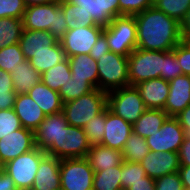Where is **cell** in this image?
Masks as SVG:
<instances>
[{"label": "cell", "instance_id": "obj_40", "mask_svg": "<svg viewBox=\"0 0 190 190\" xmlns=\"http://www.w3.org/2000/svg\"><path fill=\"white\" fill-rule=\"evenodd\" d=\"M153 6V0H119V16H135Z\"/></svg>", "mask_w": 190, "mask_h": 190}, {"label": "cell", "instance_id": "obj_29", "mask_svg": "<svg viewBox=\"0 0 190 190\" xmlns=\"http://www.w3.org/2000/svg\"><path fill=\"white\" fill-rule=\"evenodd\" d=\"M23 29L22 19L0 18V49L19 43Z\"/></svg>", "mask_w": 190, "mask_h": 190}, {"label": "cell", "instance_id": "obj_6", "mask_svg": "<svg viewBox=\"0 0 190 190\" xmlns=\"http://www.w3.org/2000/svg\"><path fill=\"white\" fill-rule=\"evenodd\" d=\"M98 89L111 92L129 86L128 57L109 51L97 61Z\"/></svg>", "mask_w": 190, "mask_h": 190}, {"label": "cell", "instance_id": "obj_10", "mask_svg": "<svg viewBox=\"0 0 190 190\" xmlns=\"http://www.w3.org/2000/svg\"><path fill=\"white\" fill-rule=\"evenodd\" d=\"M94 171L87 158L60 160V184L63 190H93Z\"/></svg>", "mask_w": 190, "mask_h": 190}, {"label": "cell", "instance_id": "obj_38", "mask_svg": "<svg viewBox=\"0 0 190 190\" xmlns=\"http://www.w3.org/2000/svg\"><path fill=\"white\" fill-rule=\"evenodd\" d=\"M174 51H163V71L160 73V78L170 81L177 76L183 75Z\"/></svg>", "mask_w": 190, "mask_h": 190}, {"label": "cell", "instance_id": "obj_35", "mask_svg": "<svg viewBox=\"0 0 190 190\" xmlns=\"http://www.w3.org/2000/svg\"><path fill=\"white\" fill-rule=\"evenodd\" d=\"M25 57L19 43L0 49V69L12 72L18 67V63L24 62Z\"/></svg>", "mask_w": 190, "mask_h": 190}, {"label": "cell", "instance_id": "obj_19", "mask_svg": "<svg viewBox=\"0 0 190 190\" xmlns=\"http://www.w3.org/2000/svg\"><path fill=\"white\" fill-rule=\"evenodd\" d=\"M60 188V159L46 154L39 163L30 190H58Z\"/></svg>", "mask_w": 190, "mask_h": 190}, {"label": "cell", "instance_id": "obj_37", "mask_svg": "<svg viewBox=\"0 0 190 190\" xmlns=\"http://www.w3.org/2000/svg\"><path fill=\"white\" fill-rule=\"evenodd\" d=\"M106 121V108L98 115L90 119L83 127L88 141L91 145L100 144L104 137V128Z\"/></svg>", "mask_w": 190, "mask_h": 190}, {"label": "cell", "instance_id": "obj_50", "mask_svg": "<svg viewBox=\"0 0 190 190\" xmlns=\"http://www.w3.org/2000/svg\"><path fill=\"white\" fill-rule=\"evenodd\" d=\"M0 190H20L16 188L13 179L5 171L0 175Z\"/></svg>", "mask_w": 190, "mask_h": 190}, {"label": "cell", "instance_id": "obj_3", "mask_svg": "<svg viewBox=\"0 0 190 190\" xmlns=\"http://www.w3.org/2000/svg\"><path fill=\"white\" fill-rule=\"evenodd\" d=\"M65 19L60 0H58L52 3L26 6L22 24L25 30L49 31L59 40L68 30Z\"/></svg>", "mask_w": 190, "mask_h": 190}, {"label": "cell", "instance_id": "obj_49", "mask_svg": "<svg viewBox=\"0 0 190 190\" xmlns=\"http://www.w3.org/2000/svg\"><path fill=\"white\" fill-rule=\"evenodd\" d=\"M16 96L17 93H0V110L12 109Z\"/></svg>", "mask_w": 190, "mask_h": 190}, {"label": "cell", "instance_id": "obj_28", "mask_svg": "<svg viewBox=\"0 0 190 190\" xmlns=\"http://www.w3.org/2000/svg\"><path fill=\"white\" fill-rule=\"evenodd\" d=\"M66 59V52L63 50L58 40L48 49V51L33 54V56L29 59V62L40 74H42L49 68L65 61Z\"/></svg>", "mask_w": 190, "mask_h": 190}, {"label": "cell", "instance_id": "obj_24", "mask_svg": "<svg viewBox=\"0 0 190 190\" xmlns=\"http://www.w3.org/2000/svg\"><path fill=\"white\" fill-rule=\"evenodd\" d=\"M27 94L46 115L62 112L63 103L58 91L52 90L42 81L33 86Z\"/></svg>", "mask_w": 190, "mask_h": 190}, {"label": "cell", "instance_id": "obj_7", "mask_svg": "<svg viewBox=\"0 0 190 190\" xmlns=\"http://www.w3.org/2000/svg\"><path fill=\"white\" fill-rule=\"evenodd\" d=\"M163 71V51L136 48L128 56L129 86L160 78Z\"/></svg>", "mask_w": 190, "mask_h": 190}, {"label": "cell", "instance_id": "obj_14", "mask_svg": "<svg viewBox=\"0 0 190 190\" xmlns=\"http://www.w3.org/2000/svg\"><path fill=\"white\" fill-rule=\"evenodd\" d=\"M34 148L35 132L22 127L0 139V160L6 164Z\"/></svg>", "mask_w": 190, "mask_h": 190}, {"label": "cell", "instance_id": "obj_51", "mask_svg": "<svg viewBox=\"0 0 190 190\" xmlns=\"http://www.w3.org/2000/svg\"><path fill=\"white\" fill-rule=\"evenodd\" d=\"M179 174L185 190H190V166H180Z\"/></svg>", "mask_w": 190, "mask_h": 190}, {"label": "cell", "instance_id": "obj_55", "mask_svg": "<svg viewBox=\"0 0 190 190\" xmlns=\"http://www.w3.org/2000/svg\"><path fill=\"white\" fill-rule=\"evenodd\" d=\"M185 42L190 45V36L185 40Z\"/></svg>", "mask_w": 190, "mask_h": 190}, {"label": "cell", "instance_id": "obj_27", "mask_svg": "<svg viewBox=\"0 0 190 190\" xmlns=\"http://www.w3.org/2000/svg\"><path fill=\"white\" fill-rule=\"evenodd\" d=\"M13 89L17 94L27 92L41 81V74L30 64L29 60L18 63V67L11 73Z\"/></svg>", "mask_w": 190, "mask_h": 190}, {"label": "cell", "instance_id": "obj_32", "mask_svg": "<svg viewBox=\"0 0 190 190\" xmlns=\"http://www.w3.org/2000/svg\"><path fill=\"white\" fill-rule=\"evenodd\" d=\"M149 152L150 148L146 143V139L133 132L128 137L122 150L124 161L138 163H140Z\"/></svg>", "mask_w": 190, "mask_h": 190}, {"label": "cell", "instance_id": "obj_31", "mask_svg": "<svg viewBox=\"0 0 190 190\" xmlns=\"http://www.w3.org/2000/svg\"><path fill=\"white\" fill-rule=\"evenodd\" d=\"M121 165L94 172L93 190H122Z\"/></svg>", "mask_w": 190, "mask_h": 190}, {"label": "cell", "instance_id": "obj_42", "mask_svg": "<svg viewBox=\"0 0 190 190\" xmlns=\"http://www.w3.org/2000/svg\"><path fill=\"white\" fill-rule=\"evenodd\" d=\"M155 190H185L179 172L155 179Z\"/></svg>", "mask_w": 190, "mask_h": 190}, {"label": "cell", "instance_id": "obj_5", "mask_svg": "<svg viewBox=\"0 0 190 190\" xmlns=\"http://www.w3.org/2000/svg\"><path fill=\"white\" fill-rule=\"evenodd\" d=\"M109 50L122 56H129L137 48V28L134 16L120 15L104 27Z\"/></svg>", "mask_w": 190, "mask_h": 190}, {"label": "cell", "instance_id": "obj_47", "mask_svg": "<svg viewBox=\"0 0 190 190\" xmlns=\"http://www.w3.org/2000/svg\"><path fill=\"white\" fill-rule=\"evenodd\" d=\"M175 117L178 119L180 125L184 129L185 136L190 138V105Z\"/></svg>", "mask_w": 190, "mask_h": 190}, {"label": "cell", "instance_id": "obj_13", "mask_svg": "<svg viewBox=\"0 0 190 190\" xmlns=\"http://www.w3.org/2000/svg\"><path fill=\"white\" fill-rule=\"evenodd\" d=\"M185 132L178 119L169 116L159 131L146 138L150 151L177 152L183 143Z\"/></svg>", "mask_w": 190, "mask_h": 190}, {"label": "cell", "instance_id": "obj_33", "mask_svg": "<svg viewBox=\"0 0 190 190\" xmlns=\"http://www.w3.org/2000/svg\"><path fill=\"white\" fill-rule=\"evenodd\" d=\"M96 89L88 80L69 78L66 84L62 85L59 95L62 103L79 98Z\"/></svg>", "mask_w": 190, "mask_h": 190}, {"label": "cell", "instance_id": "obj_39", "mask_svg": "<svg viewBox=\"0 0 190 190\" xmlns=\"http://www.w3.org/2000/svg\"><path fill=\"white\" fill-rule=\"evenodd\" d=\"M22 128L20 119L14 109L0 110V139Z\"/></svg>", "mask_w": 190, "mask_h": 190}, {"label": "cell", "instance_id": "obj_18", "mask_svg": "<svg viewBox=\"0 0 190 190\" xmlns=\"http://www.w3.org/2000/svg\"><path fill=\"white\" fill-rule=\"evenodd\" d=\"M169 95L164 107V111L175 117L187 106L190 105V76L181 75L168 81Z\"/></svg>", "mask_w": 190, "mask_h": 190}, {"label": "cell", "instance_id": "obj_1", "mask_svg": "<svg viewBox=\"0 0 190 190\" xmlns=\"http://www.w3.org/2000/svg\"><path fill=\"white\" fill-rule=\"evenodd\" d=\"M134 17L139 49L172 51L183 40L181 24L153 6Z\"/></svg>", "mask_w": 190, "mask_h": 190}, {"label": "cell", "instance_id": "obj_54", "mask_svg": "<svg viewBox=\"0 0 190 190\" xmlns=\"http://www.w3.org/2000/svg\"><path fill=\"white\" fill-rule=\"evenodd\" d=\"M4 172V163L0 160V175Z\"/></svg>", "mask_w": 190, "mask_h": 190}, {"label": "cell", "instance_id": "obj_26", "mask_svg": "<svg viewBox=\"0 0 190 190\" xmlns=\"http://www.w3.org/2000/svg\"><path fill=\"white\" fill-rule=\"evenodd\" d=\"M168 117L162 109H146L132 125L133 133L146 139L159 131Z\"/></svg>", "mask_w": 190, "mask_h": 190}, {"label": "cell", "instance_id": "obj_41", "mask_svg": "<svg viewBox=\"0 0 190 190\" xmlns=\"http://www.w3.org/2000/svg\"><path fill=\"white\" fill-rule=\"evenodd\" d=\"M26 5L23 0H0V18H23Z\"/></svg>", "mask_w": 190, "mask_h": 190}, {"label": "cell", "instance_id": "obj_44", "mask_svg": "<svg viewBox=\"0 0 190 190\" xmlns=\"http://www.w3.org/2000/svg\"><path fill=\"white\" fill-rule=\"evenodd\" d=\"M109 46L107 43L106 35L102 33L98 39L97 42L93 45L92 49L90 50L89 55H91L96 61L102 56L108 53Z\"/></svg>", "mask_w": 190, "mask_h": 190}, {"label": "cell", "instance_id": "obj_43", "mask_svg": "<svg viewBox=\"0 0 190 190\" xmlns=\"http://www.w3.org/2000/svg\"><path fill=\"white\" fill-rule=\"evenodd\" d=\"M180 67L182 69L183 75L190 76V45L182 40L174 49H173Z\"/></svg>", "mask_w": 190, "mask_h": 190}, {"label": "cell", "instance_id": "obj_45", "mask_svg": "<svg viewBox=\"0 0 190 190\" xmlns=\"http://www.w3.org/2000/svg\"><path fill=\"white\" fill-rule=\"evenodd\" d=\"M180 165L190 166V138L184 137L183 143L178 151Z\"/></svg>", "mask_w": 190, "mask_h": 190}, {"label": "cell", "instance_id": "obj_25", "mask_svg": "<svg viewBox=\"0 0 190 190\" xmlns=\"http://www.w3.org/2000/svg\"><path fill=\"white\" fill-rule=\"evenodd\" d=\"M72 79L88 80L98 88V67L96 60L89 54H78L68 58Z\"/></svg>", "mask_w": 190, "mask_h": 190}, {"label": "cell", "instance_id": "obj_17", "mask_svg": "<svg viewBox=\"0 0 190 190\" xmlns=\"http://www.w3.org/2000/svg\"><path fill=\"white\" fill-rule=\"evenodd\" d=\"M132 132V124L126 122L106 107L104 137L100 143L101 145L122 151Z\"/></svg>", "mask_w": 190, "mask_h": 190}, {"label": "cell", "instance_id": "obj_34", "mask_svg": "<svg viewBox=\"0 0 190 190\" xmlns=\"http://www.w3.org/2000/svg\"><path fill=\"white\" fill-rule=\"evenodd\" d=\"M153 7L181 23L190 8V0H153Z\"/></svg>", "mask_w": 190, "mask_h": 190}, {"label": "cell", "instance_id": "obj_23", "mask_svg": "<svg viewBox=\"0 0 190 190\" xmlns=\"http://www.w3.org/2000/svg\"><path fill=\"white\" fill-rule=\"evenodd\" d=\"M86 158L94 172L103 171L124 163L122 151L101 144L91 145Z\"/></svg>", "mask_w": 190, "mask_h": 190}, {"label": "cell", "instance_id": "obj_4", "mask_svg": "<svg viewBox=\"0 0 190 190\" xmlns=\"http://www.w3.org/2000/svg\"><path fill=\"white\" fill-rule=\"evenodd\" d=\"M107 107V92L96 88L77 99L63 103L62 112L69 125L83 128Z\"/></svg>", "mask_w": 190, "mask_h": 190}, {"label": "cell", "instance_id": "obj_30", "mask_svg": "<svg viewBox=\"0 0 190 190\" xmlns=\"http://www.w3.org/2000/svg\"><path fill=\"white\" fill-rule=\"evenodd\" d=\"M69 78H71V70L68 58L41 74V81L52 90L58 92Z\"/></svg>", "mask_w": 190, "mask_h": 190}, {"label": "cell", "instance_id": "obj_52", "mask_svg": "<svg viewBox=\"0 0 190 190\" xmlns=\"http://www.w3.org/2000/svg\"><path fill=\"white\" fill-rule=\"evenodd\" d=\"M180 24L182 39L185 41L190 36V8L187 11L186 17Z\"/></svg>", "mask_w": 190, "mask_h": 190}, {"label": "cell", "instance_id": "obj_21", "mask_svg": "<svg viewBox=\"0 0 190 190\" xmlns=\"http://www.w3.org/2000/svg\"><path fill=\"white\" fill-rule=\"evenodd\" d=\"M22 127L35 132L46 114L28 94H17L14 107Z\"/></svg>", "mask_w": 190, "mask_h": 190}, {"label": "cell", "instance_id": "obj_15", "mask_svg": "<svg viewBox=\"0 0 190 190\" xmlns=\"http://www.w3.org/2000/svg\"><path fill=\"white\" fill-rule=\"evenodd\" d=\"M68 126L63 112L46 115L35 131V145L47 155L58 145L61 131Z\"/></svg>", "mask_w": 190, "mask_h": 190}, {"label": "cell", "instance_id": "obj_9", "mask_svg": "<svg viewBox=\"0 0 190 190\" xmlns=\"http://www.w3.org/2000/svg\"><path fill=\"white\" fill-rule=\"evenodd\" d=\"M46 155L36 147L4 164V171L11 176L16 188L30 190L41 159Z\"/></svg>", "mask_w": 190, "mask_h": 190}, {"label": "cell", "instance_id": "obj_48", "mask_svg": "<svg viewBox=\"0 0 190 190\" xmlns=\"http://www.w3.org/2000/svg\"><path fill=\"white\" fill-rule=\"evenodd\" d=\"M127 190H155V180L145 176L143 181L132 183Z\"/></svg>", "mask_w": 190, "mask_h": 190}, {"label": "cell", "instance_id": "obj_46", "mask_svg": "<svg viewBox=\"0 0 190 190\" xmlns=\"http://www.w3.org/2000/svg\"><path fill=\"white\" fill-rule=\"evenodd\" d=\"M0 93H16L10 72L0 69Z\"/></svg>", "mask_w": 190, "mask_h": 190}, {"label": "cell", "instance_id": "obj_22", "mask_svg": "<svg viewBox=\"0 0 190 190\" xmlns=\"http://www.w3.org/2000/svg\"><path fill=\"white\" fill-rule=\"evenodd\" d=\"M57 41L49 31L23 29L19 45L25 60H29L33 54L48 51Z\"/></svg>", "mask_w": 190, "mask_h": 190}, {"label": "cell", "instance_id": "obj_36", "mask_svg": "<svg viewBox=\"0 0 190 190\" xmlns=\"http://www.w3.org/2000/svg\"><path fill=\"white\" fill-rule=\"evenodd\" d=\"M147 176L141 163L124 161L121 165V185L122 190H127L132 183L137 181H143V178Z\"/></svg>", "mask_w": 190, "mask_h": 190}, {"label": "cell", "instance_id": "obj_8", "mask_svg": "<svg viewBox=\"0 0 190 190\" xmlns=\"http://www.w3.org/2000/svg\"><path fill=\"white\" fill-rule=\"evenodd\" d=\"M107 107L132 125L147 109L135 86L122 87L108 92Z\"/></svg>", "mask_w": 190, "mask_h": 190}, {"label": "cell", "instance_id": "obj_2", "mask_svg": "<svg viewBox=\"0 0 190 190\" xmlns=\"http://www.w3.org/2000/svg\"><path fill=\"white\" fill-rule=\"evenodd\" d=\"M69 29L108 26L119 16V0H60Z\"/></svg>", "mask_w": 190, "mask_h": 190}, {"label": "cell", "instance_id": "obj_11", "mask_svg": "<svg viewBox=\"0 0 190 190\" xmlns=\"http://www.w3.org/2000/svg\"><path fill=\"white\" fill-rule=\"evenodd\" d=\"M90 148L84 129L68 124L58 137V145L48 155L60 160L86 158Z\"/></svg>", "mask_w": 190, "mask_h": 190}, {"label": "cell", "instance_id": "obj_20", "mask_svg": "<svg viewBox=\"0 0 190 190\" xmlns=\"http://www.w3.org/2000/svg\"><path fill=\"white\" fill-rule=\"evenodd\" d=\"M147 109L164 110L169 95V83L162 78L150 79L135 85Z\"/></svg>", "mask_w": 190, "mask_h": 190}, {"label": "cell", "instance_id": "obj_12", "mask_svg": "<svg viewBox=\"0 0 190 190\" xmlns=\"http://www.w3.org/2000/svg\"><path fill=\"white\" fill-rule=\"evenodd\" d=\"M104 27L94 25L69 29L59 39L61 47L66 52L67 58L78 54H89L98 37L103 33Z\"/></svg>", "mask_w": 190, "mask_h": 190}, {"label": "cell", "instance_id": "obj_16", "mask_svg": "<svg viewBox=\"0 0 190 190\" xmlns=\"http://www.w3.org/2000/svg\"><path fill=\"white\" fill-rule=\"evenodd\" d=\"M140 163L147 176L154 180L178 172L181 166L177 152L156 153L150 151Z\"/></svg>", "mask_w": 190, "mask_h": 190}, {"label": "cell", "instance_id": "obj_53", "mask_svg": "<svg viewBox=\"0 0 190 190\" xmlns=\"http://www.w3.org/2000/svg\"><path fill=\"white\" fill-rule=\"evenodd\" d=\"M26 6L52 3L58 0H23Z\"/></svg>", "mask_w": 190, "mask_h": 190}]
</instances>
